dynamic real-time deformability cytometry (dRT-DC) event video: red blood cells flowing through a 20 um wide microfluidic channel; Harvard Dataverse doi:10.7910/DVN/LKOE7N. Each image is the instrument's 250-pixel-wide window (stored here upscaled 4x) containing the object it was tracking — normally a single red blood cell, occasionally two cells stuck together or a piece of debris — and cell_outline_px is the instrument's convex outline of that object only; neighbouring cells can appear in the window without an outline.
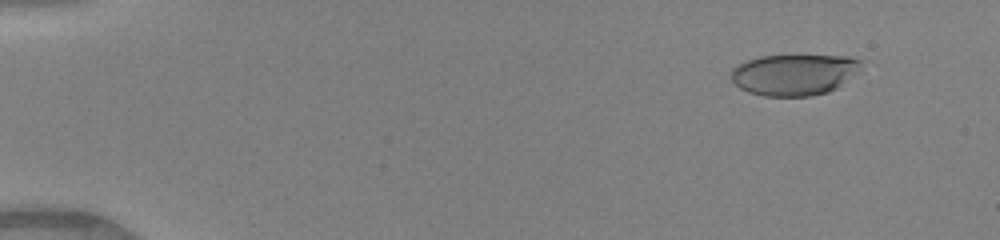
{"species": "human", "species_latin": "Homo sapiens", "temperature_condition": "warm", "stored_images_in_passage": 48, "camera_frame_rate_fps": 3000, "um_per_image_px": 0.085, "donor": {"sex": "female"}, "frame": {"image": 1, "passage_image": 4, "time_ms": 1.0, "image_size_px": [1000, 240], "cell_outline_px": [[864, 60], [836, 88], [828, 92], [812, 96], [764, 96], [748, 92], [740, 88], [732, 80], [732, 68], [748, 60], [760, 56], [848, 56]], "centroid_in_image_um": [67.44, 6.34], "position_along_channel_um": 17.6, "area_um2": 30.52}}
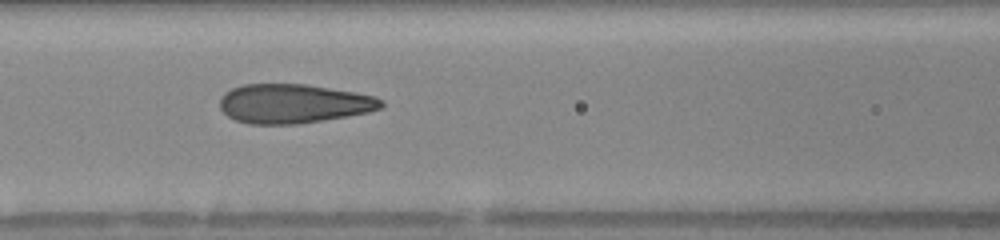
{"frame": {"image": 2, "passage_image": 22, "time_ms": 7.0, "image_size_px": [1000, 240], "cell_outline_px": [[384, 104], [380, 108], [368, 112], [348, 116], [296, 124], [248, 124], [236, 120], [228, 116], [220, 108], [220, 96], [224, 92], [232, 88], [244, 84], [304, 84], [356, 92], [376, 96], [384, 100]], "centroid_in_image_um": [24.94, 8.8], "position_along_channel_um": 141.7, "area_um2": 36.93}}
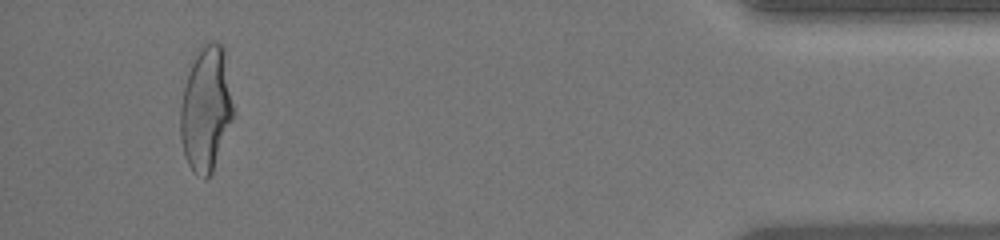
{"frame": {"image": 3, "passage_image": 46, "time_ms": 15.0, "image_size_px": [1000, 240], "cell_outline_px": [[232, 120], [212, 172], [204, 180], [196, 176], [192, 172], [184, 156], [180, 136], [180, 104], [188, 72], [196, 48], [204, 44], [220, 44], [224, 48], [232, 104]], "centroid_in_image_um": [17.47, 9.29], "position_along_channel_um": 417.7, "area_um2": 38.26}, "authors_computed_cell_mechanics": {"area_um2": 36.2695, "velocity_mm_per_s": 4.1584, "shape_relaxation_time_tau1_ms": 5.3886, "shape_relaxation_time_tau2_ms": null, "deformation_change_tau1": 0.2221, "deformation_change_tau2": null}}